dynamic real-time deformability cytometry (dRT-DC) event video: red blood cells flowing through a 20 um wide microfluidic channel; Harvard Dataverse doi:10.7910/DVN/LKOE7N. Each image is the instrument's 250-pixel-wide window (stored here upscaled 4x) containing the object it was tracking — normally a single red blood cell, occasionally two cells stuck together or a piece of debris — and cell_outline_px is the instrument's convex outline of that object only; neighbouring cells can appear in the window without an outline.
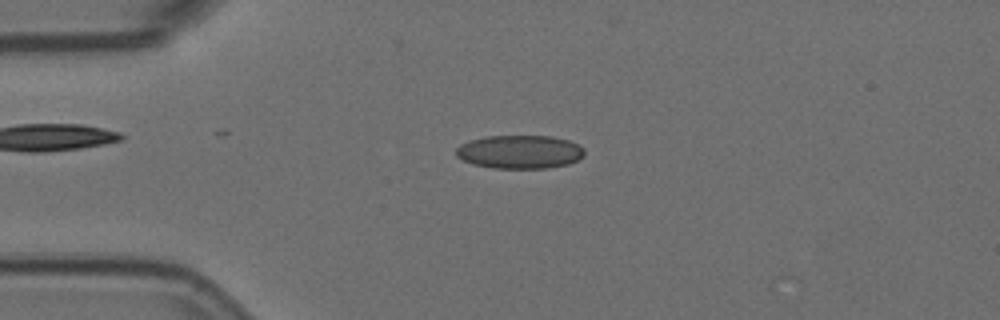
{"species": "Egyptian fruit bat (a non-hibernating species)", "species_latin": "Rousettus aegyptiacus", "temperature_condition": "room temperature", "stored_images_in_passage": 48, "camera_frame_rate_fps": 3000, "um_per_image_px": 0.085, "animal": {"sex": "female"}, "frame": {"image": 1, "passage_image": 12, "time_ms": 3.667, "image_size_px": [1000, 320], "cell_outline_px": [[584, 156], [568, 164], [544, 168], [492, 168], [472, 164], [456, 156], [456, 148], [460, 144], [468, 140], [488, 136], [552, 136], [568, 140], [584, 148]], "centroid_in_image_um": [44.15, 12.9], "position_along_channel_um": 40.8, "area_um2": 25.03}}
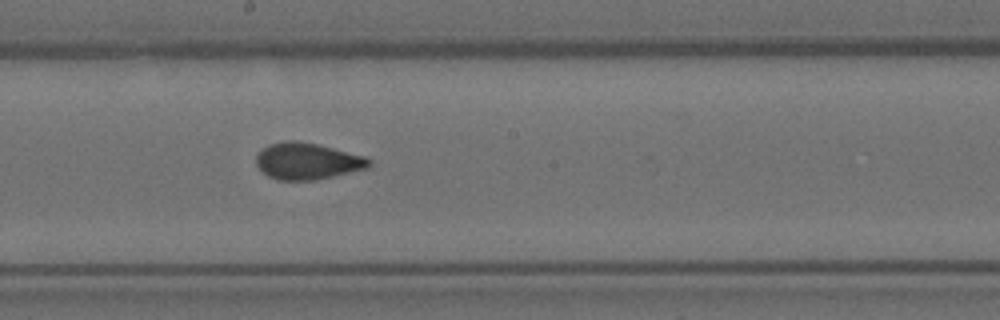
{"frame": {"image": 2, "passage_image": 29, "time_ms": 9.333, "image_size_px": [1000, 320], "cell_outline_px": [[372, 164], [368, 168], [316, 180], [276, 180], [268, 176], [256, 164], [256, 156], [264, 148], [272, 144], [284, 140], [296, 140], [316, 144], [364, 156], [372, 160]], "centroid_in_image_um": [26.14, 13.7], "position_along_channel_um": 222.1, "area_um2": 23.87}}
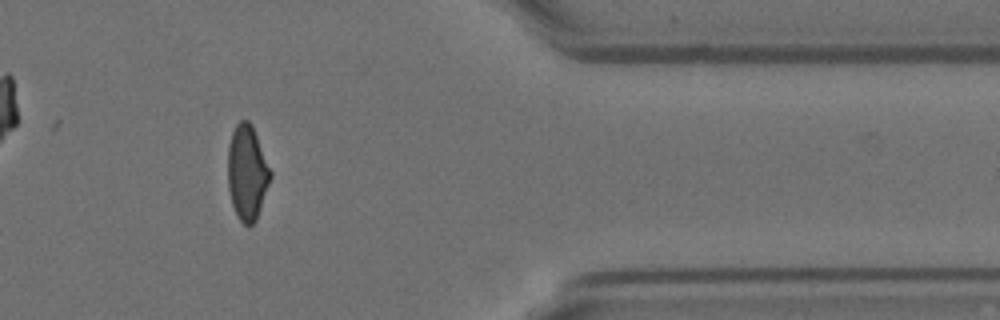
{"frame": {"image": 3, "passage_image": 45, "time_ms": 14.667, "image_size_px": [1000, 320], "cell_outline_px": [[272, 176], [256, 220], [248, 228], [240, 220], [232, 204], [228, 188], [228, 144], [232, 132], [236, 124], [240, 120], [248, 120], [252, 124], [272, 172]], "centroid_in_image_um": [21.01, 14.65], "position_along_channel_um": 390.4, "area_um2": 23.64}, "authors_computed_cell_mechanics": {"area_um2": 24.1893, "velocity_mm_per_s": 3.6074, "shape_relaxation_time_tau1_ms": null, "shape_relaxation_time_tau2_ms": 1.3666, "deformation_change_tau1": null, "deformation_change_tau2": 0.0552}}